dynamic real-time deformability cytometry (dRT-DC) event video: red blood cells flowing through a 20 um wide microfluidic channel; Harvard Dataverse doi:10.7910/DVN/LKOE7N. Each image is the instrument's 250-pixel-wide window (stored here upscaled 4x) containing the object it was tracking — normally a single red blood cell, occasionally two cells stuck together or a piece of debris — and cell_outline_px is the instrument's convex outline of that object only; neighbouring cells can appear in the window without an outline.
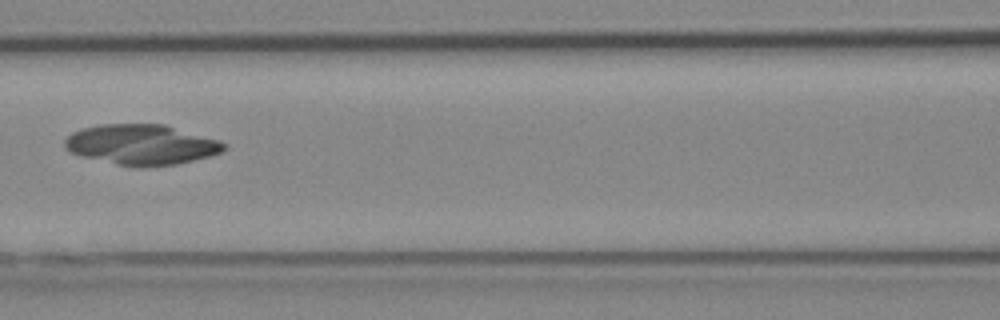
{"species": "Egyptian fruit bat (a non-hibernating species)", "species_latin": "Rousettus aegyptiacus", "temperature_condition": "cold", "stored_images_in_passage": 7, "camera_frame_rate_fps": 3000, "um_per_image_px": 0.085, "animal": {"sex": "female"}, "frame": {"image": 1, "passage_image": 7, "time_ms": 2.0, "image_size_px": [1000, 320], "cell_outline_px": [[228, 148], [220, 152], [208, 156], [176, 164], [144, 168], [132, 168], [80, 156], [68, 152], [64, 148], [64, 140], [72, 132], [80, 128], [100, 124], [164, 124], [220, 140], [228, 144]], "centroid_in_image_um": [11.99, 12.3], "position_along_channel_um": 154.6, "area_um2": 37.97}}